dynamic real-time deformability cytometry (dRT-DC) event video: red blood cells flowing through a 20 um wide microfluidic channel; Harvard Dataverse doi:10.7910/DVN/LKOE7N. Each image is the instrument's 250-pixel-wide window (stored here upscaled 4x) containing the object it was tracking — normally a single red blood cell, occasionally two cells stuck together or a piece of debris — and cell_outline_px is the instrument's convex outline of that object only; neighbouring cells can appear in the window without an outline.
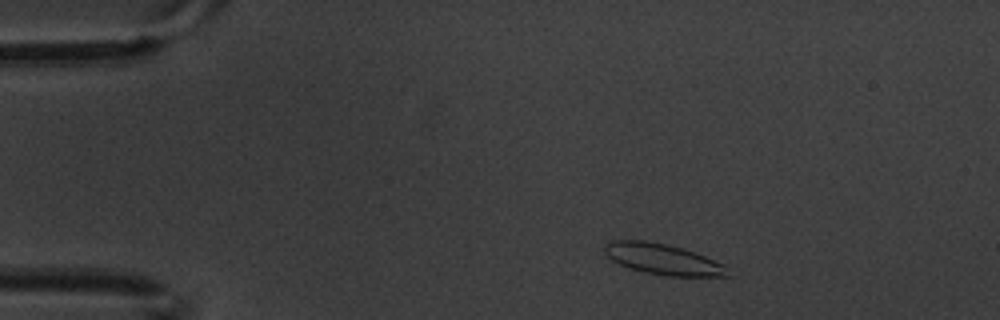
{"species": "common noctule bat (a hibernating species)", "species_latin": "Nyctalus noctula", "temperature_condition": "warm", "stored_images_in_passage": 4, "camera_frame_rate_fps": 3000, "um_per_image_px": 0.085, "animal": {"sex": "male", "body_mass_g": 20.1, "forearm_length_mm": 53.5}, "frame": {"image": 1, "passage_image": 2, "time_ms": 0.333, "image_size_px": [1000, 320], "cell_outline_px": [[732, 276], [668, 276], [644, 272], [620, 264], [612, 260], [604, 252], [604, 244], [612, 240], [644, 240], [668, 244], [704, 256], [724, 264], [728, 268]], "centroid_in_image_um": [56.35, 22.03], "position_along_channel_um": 28.7, "area_um2": 21.96}}